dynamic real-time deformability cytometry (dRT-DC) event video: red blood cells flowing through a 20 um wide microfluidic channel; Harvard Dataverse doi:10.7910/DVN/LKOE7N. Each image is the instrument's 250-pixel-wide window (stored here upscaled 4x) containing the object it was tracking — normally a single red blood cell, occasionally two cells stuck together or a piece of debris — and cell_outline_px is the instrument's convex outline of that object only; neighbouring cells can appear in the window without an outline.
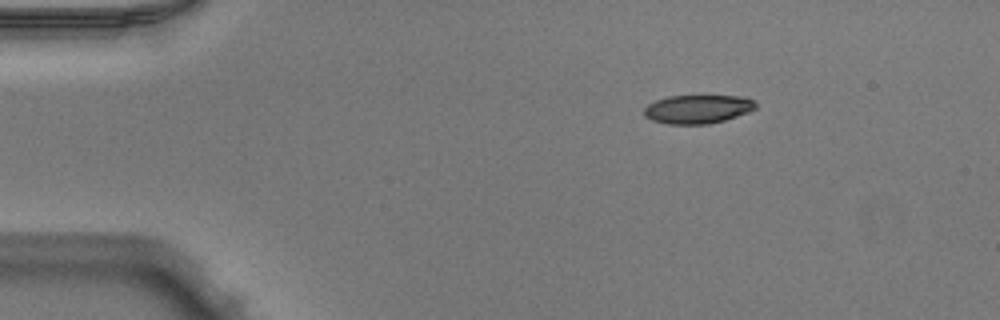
{"species": "Egyptian fruit bat (a non-hibernating species)", "species_latin": "Rousettus aegyptiacus", "temperature_condition": "warm", "stored_images_in_passage": 50, "camera_frame_rate_fps": 3000, "um_per_image_px": 0.085, "animal": {"sex": "male"}, "frame": {"image": 1, "passage_image": 8, "time_ms": 2.333, "image_size_px": [1000, 320], "cell_outline_px": [[756, 108], [748, 112], [724, 120], [708, 124], [668, 124], [652, 120], [644, 116], [644, 108], [648, 104], [656, 100], [668, 96], [740, 96], [752, 100], [756, 104]], "centroid_in_image_um": [59.27, 9.28], "position_along_channel_um": 25.7, "area_um2": 18.5}}
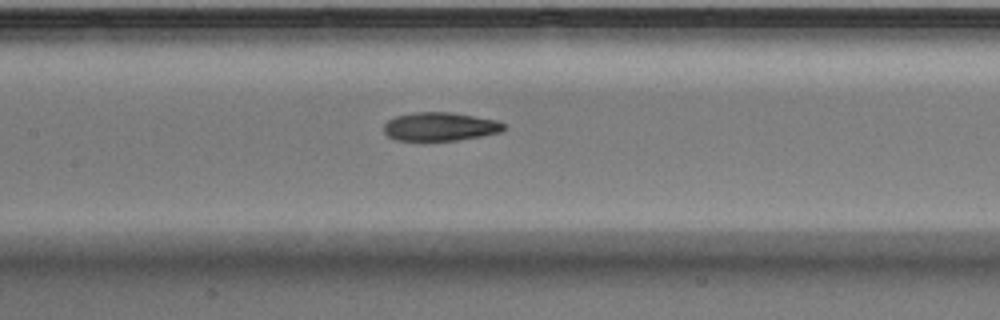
{"frame": {"image": 2, "passage_image": 24, "time_ms": 7.667, "image_size_px": [1000, 320], "cell_outline_px": [[504, 128], [500, 132], [484, 136], [456, 140], [424, 144], [396, 140], [388, 136], [384, 132], [384, 124], [388, 120], [396, 116], [412, 112], [452, 112], [496, 120], [504, 124]], "centroid_in_image_um": [37.34, 10.81], "position_along_channel_um": 170.1, "area_um2": 20.75}}
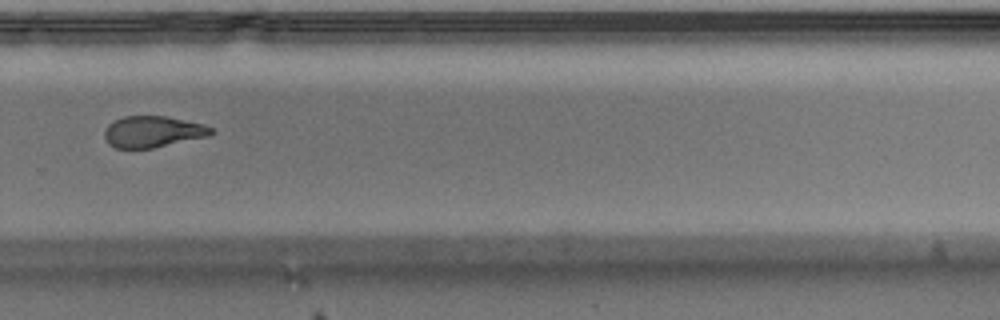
{"frame": {"image": 3, "passage_image": 35, "time_ms": 11.333, "image_size_px": [1000, 320], "cell_outline_px": [[216, 132], [208, 136], [152, 148], [116, 148], [108, 144], [104, 136], [104, 132], [108, 124], [124, 116], [168, 116], [204, 124], [212, 128]], "centroid_in_image_um": [13.0, 11.19], "position_along_channel_um": 316.8, "area_um2": 19.48}, "authors_computed_cell_mechanics": {"area_um2": 20.4901, "velocity_mm_per_s": 4.0194, "shape_relaxation_time_tau1_ms": 3.5402, "shape_relaxation_time_tau2_ms": 2.7292, "deformation_change_tau1": 0.1594, "deformation_change_tau2": 0.1118}}